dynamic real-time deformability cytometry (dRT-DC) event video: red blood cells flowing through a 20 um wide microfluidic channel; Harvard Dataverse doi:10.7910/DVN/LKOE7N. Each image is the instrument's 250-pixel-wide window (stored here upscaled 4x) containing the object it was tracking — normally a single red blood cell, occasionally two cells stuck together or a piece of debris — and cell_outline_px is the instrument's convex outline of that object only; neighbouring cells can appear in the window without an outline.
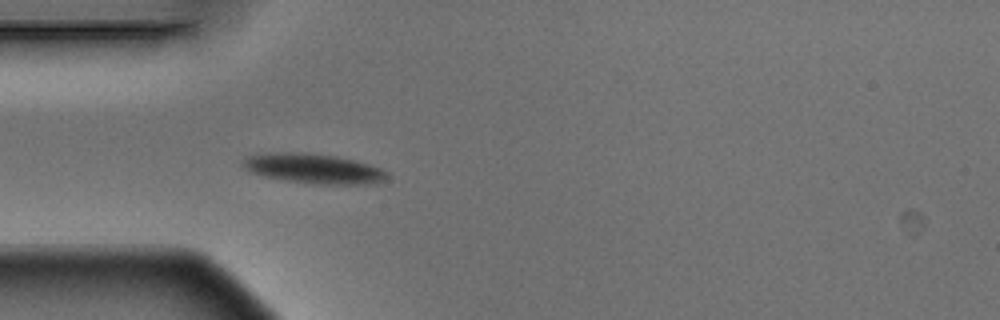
{"species": "Egyptian fruit bat (a non-hibernating species)", "species_latin": "Rousettus aegyptiacus", "temperature_condition": "warm", "stored_images_in_passage": 3, "camera_frame_rate_fps": 3000, "um_per_image_px": 0.085, "animal": {"sex": "male"}, "frame": {"image": 1, "passage_image": 3, "time_ms": 0.667, "image_size_px": [1000, 320], "cell_outline_px": [[388, 180], [376, 184], [312, 184], [284, 180], [264, 176], [252, 172], [240, 164], [240, 160], [248, 156], [268, 152], [304, 152], [336, 156], [356, 160], [380, 168], [388, 172]], "centroid_in_image_um": [26.67, 14.33], "position_along_channel_um": 58.3, "area_um2": 25.43}}